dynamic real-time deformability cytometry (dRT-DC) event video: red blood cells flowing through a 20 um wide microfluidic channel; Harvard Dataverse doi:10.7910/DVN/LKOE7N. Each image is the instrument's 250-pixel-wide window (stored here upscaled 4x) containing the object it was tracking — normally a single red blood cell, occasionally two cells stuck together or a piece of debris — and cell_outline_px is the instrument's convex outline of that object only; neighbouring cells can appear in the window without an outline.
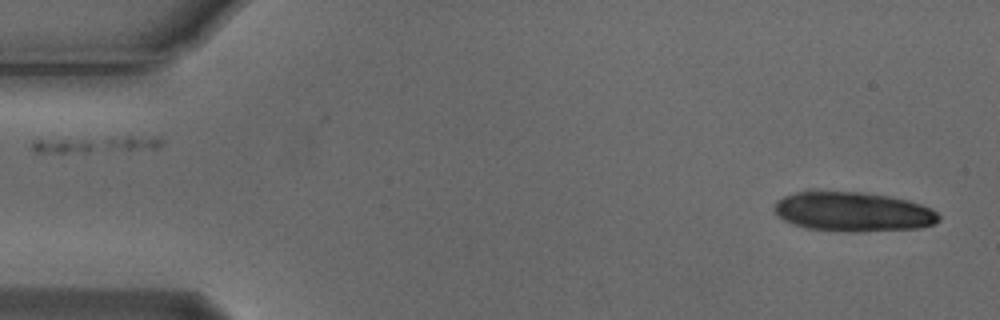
{"species": "Egyptian fruit bat (a non-hibernating species)", "species_latin": "Rousettus aegyptiacus", "temperature_condition": "cold", "stored_images_in_passage": 12, "camera_frame_rate_fps": 3000, "um_per_image_px": 0.085, "animal": {"sex": "male"}, "frame": {"image": 1, "passage_image": 1, "time_ms": 0.0, "image_size_px": [1000, 320], "cell_outline_px": [[940, 220], [932, 224], [920, 228], [860, 232], [844, 232], [808, 228], [784, 220], [772, 208], [776, 200], [784, 196], [796, 192], [860, 192], [888, 196], [908, 200], [920, 204], [936, 212], [940, 216]], "centroid_in_image_um": [72.51, 18.01], "position_along_channel_um": 12.5, "area_um2": 37.63}}